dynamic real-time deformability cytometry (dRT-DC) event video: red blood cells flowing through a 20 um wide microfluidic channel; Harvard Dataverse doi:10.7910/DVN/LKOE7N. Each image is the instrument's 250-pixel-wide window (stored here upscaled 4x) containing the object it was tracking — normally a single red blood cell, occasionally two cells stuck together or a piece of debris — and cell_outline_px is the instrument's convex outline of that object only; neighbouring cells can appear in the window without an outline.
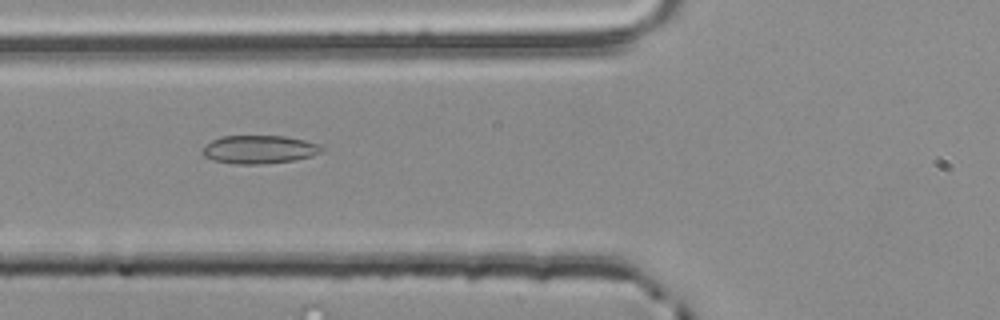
{"species": "common noctule bat (a hibernating species)", "species_latin": "Nyctalus noctula", "temperature_condition": "room temperature", "stored_images_in_passage": 2, "camera_frame_rate_fps": 3000, "um_per_image_px": 0.085, "animal": {"sex": "male", "body_mass_g": 20.4}, "frame": {"image": 1, "passage_image": 2, "time_ms": 0.333, "image_size_px": [1000, 320], "cell_outline_px": [[324, 148], [320, 152], [312, 156], [296, 160], [264, 164], [236, 164], [212, 160], [204, 156], [200, 152], [212, 140], [220, 136], [284, 136], [304, 140], [320, 144]], "centroid_in_image_um": [22.04, 12.71], "position_along_channel_um": 103.8, "area_um2": 19.71}}